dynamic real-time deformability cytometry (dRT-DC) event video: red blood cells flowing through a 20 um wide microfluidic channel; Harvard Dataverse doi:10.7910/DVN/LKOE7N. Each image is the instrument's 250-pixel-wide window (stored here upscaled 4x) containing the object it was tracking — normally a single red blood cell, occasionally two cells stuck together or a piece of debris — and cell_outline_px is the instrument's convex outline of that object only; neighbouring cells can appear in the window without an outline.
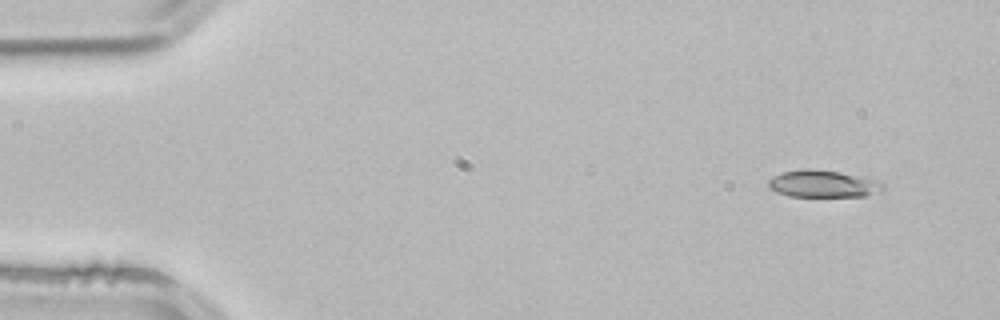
{"species": "common noctule bat (a hibernating species)", "species_latin": "Nyctalus noctula", "temperature_condition": "room temperature", "stored_images_in_passage": 4, "camera_frame_rate_fps": 3000, "um_per_image_px": 0.085, "animal": {"sex": "male", "body_mass_g": 21.5, "forearm_length_mm": 52.0}, "frame": {"image": 1, "passage_image": 1, "time_ms": 0.0, "image_size_px": [1000, 320], "cell_outline_px": [[884, 188], [864, 196], [788, 196], [776, 192], [768, 188], [768, 180], [772, 176], [784, 172], [804, 168], [808, 168], [840, 172], [868, 176], [880, 180], [884, 184]], "centroid_in_image_um": [69.96, 15.6], "position_along_channel_um": 15.0, "area_um2": 18.32}}
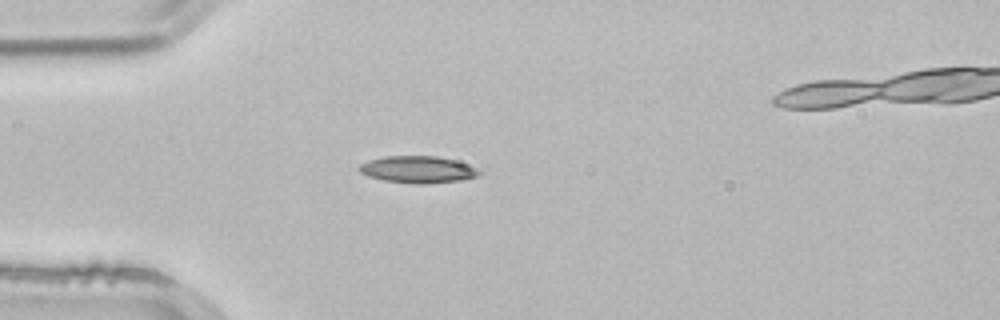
{"frame": {"image": 2, "passage_image": 3, "time_ms": 0.667, "image_size_px": [1000, 320], "cell_outline_px": [[484, 172], [480, 176], [460, 180], [424, 184], [416, 184], [384, 180], [368, 176], [360, 172], [356, 168], [360, 164], [368, 160], [384, 156], [436, 156], [452, 160], [476, 168]], "centroid_in_image_um": [35.49, 14.41], "position_along_channel_um": 49.5, "area_um2": 18.79}}